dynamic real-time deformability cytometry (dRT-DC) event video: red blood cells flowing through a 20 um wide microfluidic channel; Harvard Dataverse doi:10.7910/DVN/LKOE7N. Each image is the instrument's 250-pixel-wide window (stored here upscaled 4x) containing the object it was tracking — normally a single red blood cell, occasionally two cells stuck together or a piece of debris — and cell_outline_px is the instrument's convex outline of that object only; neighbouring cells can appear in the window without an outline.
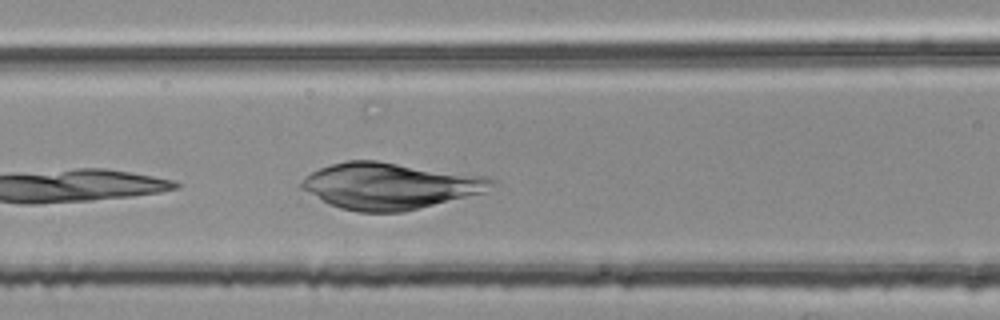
{"species": "common noctule bat (a hibernating species)", "species_latin": "Nyctalus noctula", "temperature_condition": "room temperature", "stored_images_in_passage": 5, "camera_frame_rate_fps": 3000, "um_per_image_px": 0.085, "animal": {"sex": "female", "body_mass_g": 25.1}, "frame": {"image": 1, "passage_image": 4, "time_ms": 1.0, "image_size_px": [1000, 320], "cell_outline_px": [[500, 184], [484, 192], [404, 212], [356, 212], [340, 208], [328, 204], [300, 188], [300, 184], [312, 172], [320, 168], [332, 164], [348, 160], [376, 160], [488, 176], [496, 180]], "centroid_in_image_um": [33.19, 15.8], "position_along_channel_um": 133.4, "area_um2": 51.56}}